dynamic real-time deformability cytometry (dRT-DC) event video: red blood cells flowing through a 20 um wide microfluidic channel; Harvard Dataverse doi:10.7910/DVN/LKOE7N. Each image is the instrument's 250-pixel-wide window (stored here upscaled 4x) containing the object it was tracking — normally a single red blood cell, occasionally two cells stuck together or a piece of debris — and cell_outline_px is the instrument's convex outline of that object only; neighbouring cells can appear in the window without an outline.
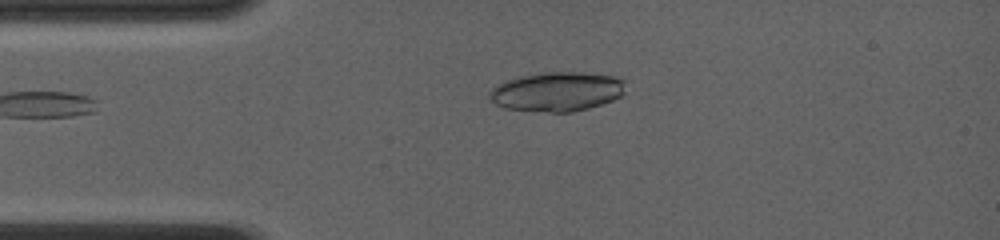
{"species": "common noctule bat (a hibernating species)", "species_latin": "Nyctalus noctula", "temperature_condition": "room temperature", "stored_images_in_passage": 2, "camera_frame_rate_fps": 4000, "um_per_image_px": 0.085, "animal": {"sex": "female", "body_mass_g": 19.0, "forearm_length_mm": 56.7}, "frame": {"image": 1, "passage_image": 1, "time_ms": 0.0, "image_size_px": [1000, 240], "cell_outline_px": [[624, 92], [620, 96], [612, 100], [588, 108], [572, 112], [548, 112], [504, 108], [496, 104], [488, 96], [488, 92], [492, 88], [504, 80], [520, 76], [544, 72], [580, 72], [612, 76], [624, 80]], "centroid_in_image_um": [47.31, 7.78], "position_along_channel_um": 37.7, "area_um2": 31.1}}